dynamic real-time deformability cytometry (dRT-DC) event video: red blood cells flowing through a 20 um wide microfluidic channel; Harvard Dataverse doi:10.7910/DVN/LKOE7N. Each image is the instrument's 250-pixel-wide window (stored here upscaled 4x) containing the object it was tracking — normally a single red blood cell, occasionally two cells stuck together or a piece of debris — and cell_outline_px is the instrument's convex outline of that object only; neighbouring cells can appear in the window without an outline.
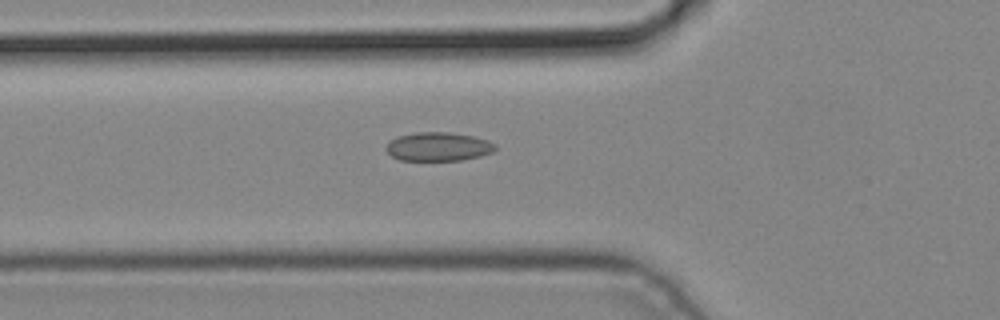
{"species": "common noctule bat (a hibernating species)", "species_latin": "Nyctalus noctula", "temperature_condition": "cold", "stored_images_in_passage": 3, "camera_frame_rate_fps": 3000, "um_per_image_px": 0.085, "animal": {"sex": "male", "body_mass_g": 19.2, "forearm_length_mm": 51.8}, "frame": {"image": 1, "passage_image": 3, "time_ms": 0.667, "image_size_px": [1000, 320], "cell_outline_px": [[496, 148], [492, 152], [480, 156], [460, 160], [400, 160], [392, 156], [384, 148], [396, 136], [416, 132], [448, 132], [472, 136], [488, 140], [496, 144]], "centroid_in_image_um": [37.25, 12.46], "position_along_channel_um": 88.5, "area_um2": 18.21}}